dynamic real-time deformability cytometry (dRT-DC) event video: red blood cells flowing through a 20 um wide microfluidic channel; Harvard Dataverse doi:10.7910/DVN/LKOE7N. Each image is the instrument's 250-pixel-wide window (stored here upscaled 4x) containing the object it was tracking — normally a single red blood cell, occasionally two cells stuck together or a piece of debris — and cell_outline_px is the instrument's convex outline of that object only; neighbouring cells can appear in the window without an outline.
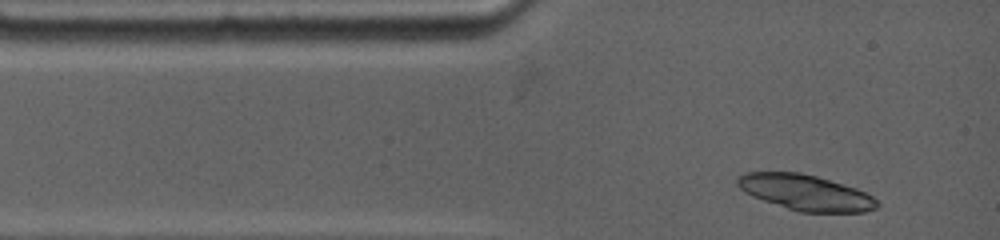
{"species": "common noctule bat (a hibernating species)", "species_latin": "Nyctalus noctula", "temperature_condition": "warm", "stored_images_in_passage": 2, "camera_frame_rate_fps": 4500, "um_per_image_px": 0.085, "animal": {"sex": "female", "body_mass_g": 19.0, "forearm_length_mm": 53.3}, "frame": {"image": 1, "passage_image": 1, "time_ms": 0.0, "image_size_px": [1000, 240], "cell_outline_px": [[880, 204], [876, 208], [864, 212], [800, 212], [752, 196], [744, 192], [736, 184], [736, 176], [744, 172], [800, 172], [816, 176], [856, 188], [872, 196]], "centroid_in_image_um": [68.44, 16.35], "position_along_channel_um": 16.6, "area_um2": 28.9}}